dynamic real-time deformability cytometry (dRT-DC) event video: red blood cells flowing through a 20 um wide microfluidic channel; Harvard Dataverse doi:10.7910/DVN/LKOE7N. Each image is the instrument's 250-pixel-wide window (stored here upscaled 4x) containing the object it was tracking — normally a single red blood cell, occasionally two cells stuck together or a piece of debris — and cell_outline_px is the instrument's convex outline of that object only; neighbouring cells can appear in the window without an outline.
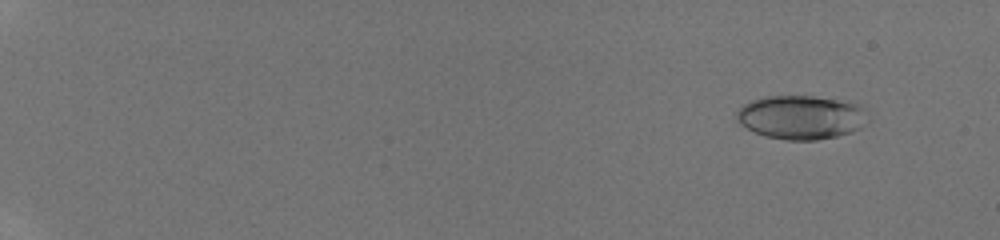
{"species": "human", "species_latin": "Homo sapiens", "temperature_condition": "room temperature", "stored_images_in_passage": 47, "camera_frame_rate_fps": 3000, "um_per_image_px": 0.085, "donor": {"sex": "male"}, "frame": {"image": 1, "passage_image": 5, "time_ms": 1.333, "image_size_px": [1000, 240], "cell_outline_px": [[868, 120], [860, 128], [852, 132], [836, 136], [816, 140], [784, 140], [764, 136], [740, 124], [736, 120], [736, 112], [744, 104], [752, 100], [764, 96], [812, 96], [848, 100], [860, 104]], "centroid_in_image_um": [68.1, 9.96], "position_along_channel_um": 16.9, "area_um2": 33.76}}
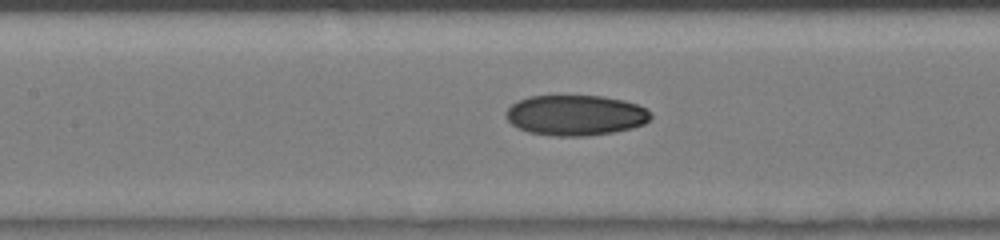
{"frame": {"image": 2, "passage_image": 26, "time_ms": 8.333, "image_size_px": [1000, 240], "cell_outline_px": [[652, 116], [644, 124], [632, 128], [612, 132], [584, 136], [552, 136], [528, 132], [512, 124], [504, 116], [504, 112], [512, 104], [528, 96], [604, 96], [624, 100], [648, 108], [652, 112]], "centroid_in_image_um": [48.93, 9.79], "position_along_channel_um": 158.5, "area_um2": 34.28}}
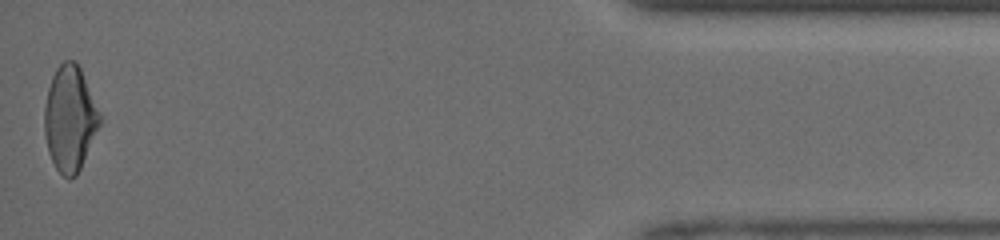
{"frame": {"image": 3, "passage_image": 47, "time_ms": 15.333, "image_size_px": [1000, 240], "cell_outline_px": [[100, 124], [80, 168], [76, 176], [68, 180], [56, 168], [48, 152], [44, 132], [44, 108], [48, 88], [52, 76], [56, 68], [64, 60], [76, 60], [80, 68], [100, 112]], "centroid_in_image_um": [5.92, 10.07], "position_along_channel_um": 429.3, "area_um2": 33.76}}